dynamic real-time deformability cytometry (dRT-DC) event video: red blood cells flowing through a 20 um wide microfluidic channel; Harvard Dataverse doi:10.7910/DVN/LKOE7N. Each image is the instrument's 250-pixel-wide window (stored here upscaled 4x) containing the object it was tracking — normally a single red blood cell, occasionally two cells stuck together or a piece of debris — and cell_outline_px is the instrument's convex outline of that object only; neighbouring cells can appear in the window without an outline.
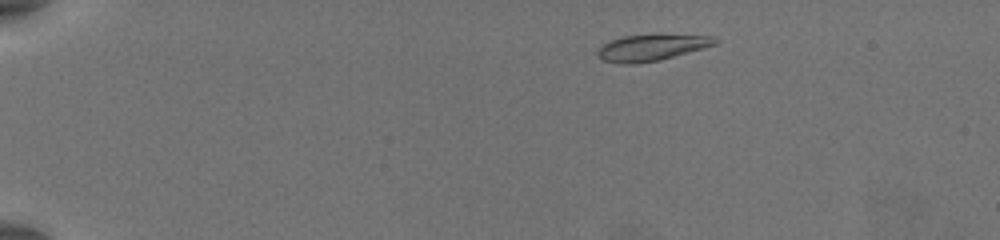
{"species": "common noctule bat (a hibernating species)", "species_latin": "Nyctalus noctula", "temperature_condition": "warm", "stored_images_in_passage": 51, "camera_frame_rate_fps": 3000, "um_per_image_px": 0.085, "animal": {"sex": "female", "body_mass_g": 19.5, "forearm_length_mm": 54.1}, "frame": {"image": 1, "passage_image": 6, "time_ms": 1.667, "image_size_px": [1000, 240], "cell_outline_px": [[720, 40], [716, 44], [660, 60], [632, 64], [624, 64], [604, 60], [596, 56], [596, 48], [600, 44], [608, 40], [624, 36], [652, 32], [660, 32], [716, 36]], "centroid_in_image_um": [55.38, 3.98], "position_along_channel_um": 29.6, "area_um2": 19.07}}
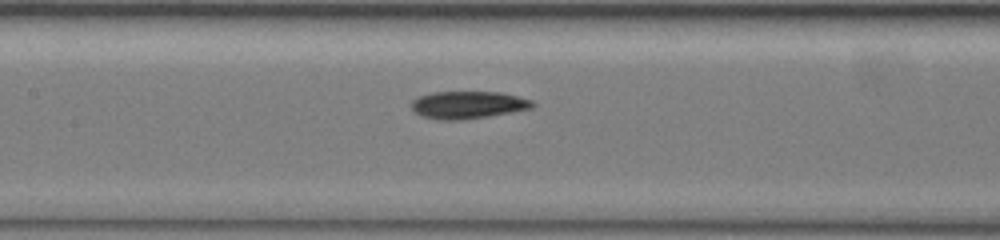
{"frame": {"image": 2, "passage_image": 25, "time_ms": 8.0, "image_size_px": [1000, 240], "cell_outline_px": [[536, 104], [532, 108], [512, 112], [464, 120], [440, 120], [424, 116], [416, 112], [412, 108], [412, 100], [420, 96], [432, 92], [500, 92], [532, 100]], "centroid_in_image_um": [39.8, 8.91], "position_along_channel_um": 167.6, "area_um2": 19.25}}
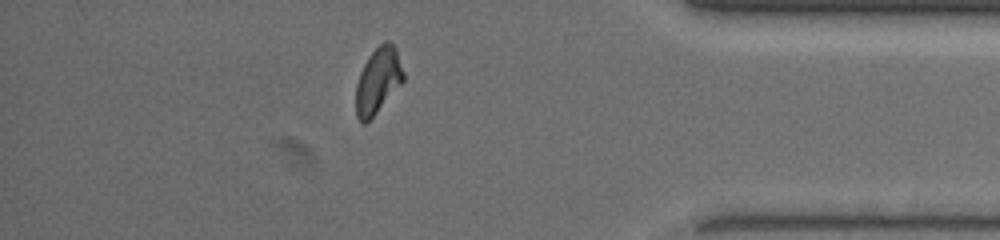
{"frame": {"image": 3, "passage_image": 45, "time_ms": 14.667, "image_size_px": [1000, 240], "cell_outline_px": [[404, 80], [376, 112], [364, 124], [356, 116], [356, 84], [360, 72], [368, 56], [384, 40], [388, 40], [396, 48], [404, 72]], "centroid_in_image_um": [32.13, 6.81], "position_along_channel_um": 403.1, "area_um2": 17.92}, "authors_computed_cell_mechanics": {"area_um2": 18.9584, "velocity_mm_per_s": 3.884, "shape_relaxation_time_tau1_ms": 3.4468, "shape_relaxation_time_tau2_ms": 2.2045, "deformation_change_tau1": 0.1554, "deformation_change_tau2": 0.0825}}